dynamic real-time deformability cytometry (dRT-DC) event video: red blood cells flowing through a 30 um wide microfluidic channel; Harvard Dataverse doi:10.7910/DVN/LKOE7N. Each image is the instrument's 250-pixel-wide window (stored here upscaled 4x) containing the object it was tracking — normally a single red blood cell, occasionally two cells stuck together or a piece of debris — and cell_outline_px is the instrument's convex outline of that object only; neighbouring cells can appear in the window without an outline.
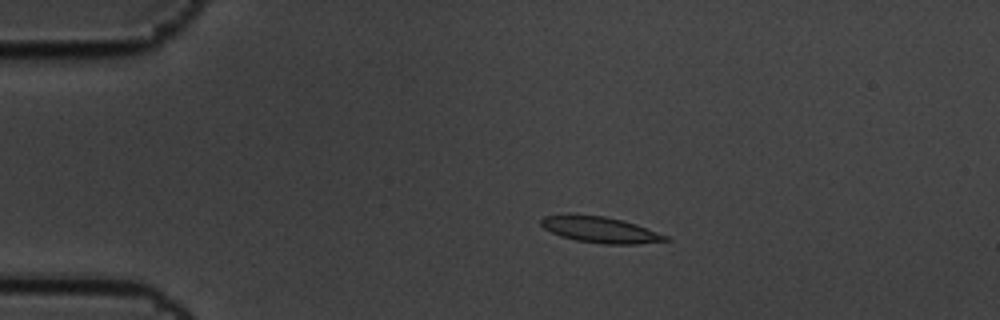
{"species": "common noctule bat (a hibernating species)", "species_latin": "Nyctalus noctula", "temperature_condition": "cold", "stored_images_in_passage": 7, "camera_frame_rate_fps": 3000, "um_per_image_px": 0.085, "animal": {"sex": "male", "body_mass_g": 19.5, "forearm_length_mm": 54.6}, "frame": {"image": 1, "passage_image": 4, "time_ms": 1.0, "image_size_px": [1000, 320], "cell_outline_px": [[672, 240], [636, 244], [604, 244], [576, 240], [560, 236], [544, 228], [540, 224], [540, 220], [544, 216], [604, 216], [624, 220], [636, 224], [668, 236]], "centroid_in_image_um": [51.08, 19.55], "position_along_channel_um": 33.9, "area_um2": 18.44}}
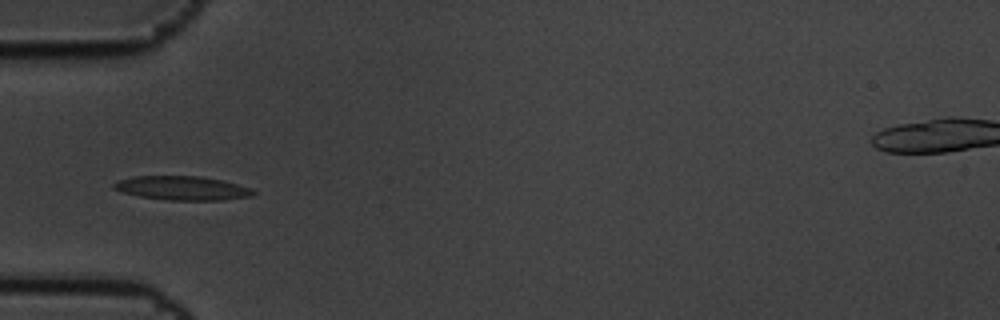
{"frame": {"image": 2, "passage_image": 6, "time_ms": 1.667, "image_size_px": [1000, 320], "cell_outline_px": [[256, 192], [252, 196], [224, 200], [168, 200], [140, 196], [124, 192], [112, 188], [112, 184], [120, 180], [132, 176], [200, 176], [224, 180], [252, 188]], "centroid_in_image_um": [15.54, 15.98], "position_along_channel_um": 69.5, "area_um2": 19.54}}
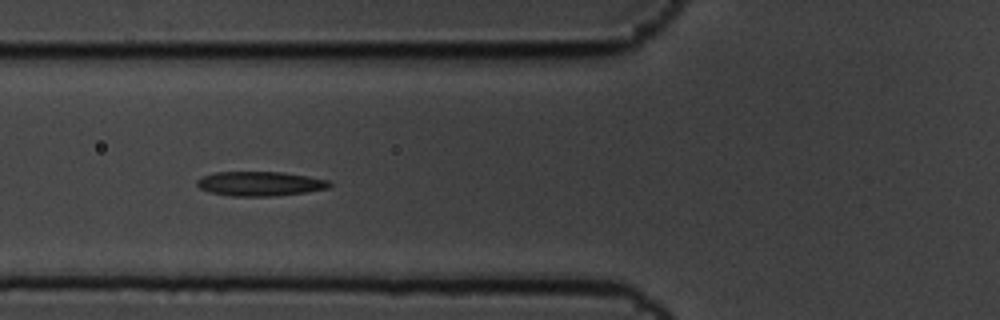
{"frame": {"image": 3, "passage_image": 7, "time_ms": 2.0, "image_size_px": [1000, 320], "cell_outline_px": [[332, 184], [328, 188], [304, 192], [272, 196], [232, 196], [208, 192], [200, 188], [196, 184], [196, 180], [204, 176], [216, 172], [280, 172], [308, 176], [328, 180]], "centroid_in_image_um": [22.08, 15.61], "position_along_channel_um": 103.7, "area_um2": 18.73}}